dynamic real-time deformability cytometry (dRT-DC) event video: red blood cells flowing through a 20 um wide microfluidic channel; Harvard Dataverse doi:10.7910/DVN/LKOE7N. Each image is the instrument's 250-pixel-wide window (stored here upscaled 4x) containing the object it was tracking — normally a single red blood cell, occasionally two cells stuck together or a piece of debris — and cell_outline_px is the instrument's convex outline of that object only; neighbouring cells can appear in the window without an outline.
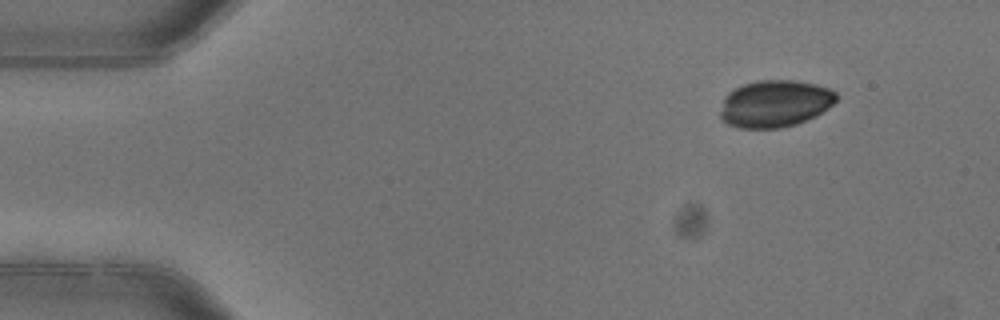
{"species": "common noctule bat (a hibernating species)", "species_latin": "Nyctalus noctula", "temperature_condition": "warm", "stored_images_in_passage": 4, "camera_frame_rate_fps": 3000, "um_per_image_px": 0.085, "animal": {"sex": "female"}, "frame": {"image": 1, "passage_image": 1, "time_ms": 0.0, "image_size_px": [1000, 320], "cell_outline_px": [[836, 100], [828, 108], [816, 116], [796, 124], [780, 128], [740, 128], [728, 124], [720, 120], [720, 112], [724, 96], [728, 92], [744, 84], [756, 80], [796, 80], [816, 84], [828, 88], [836, 92]], "centroid_in_image_um": [65.85, 8.81], "position_along_channel_um": 19.2, "area_um2": 31.96}}